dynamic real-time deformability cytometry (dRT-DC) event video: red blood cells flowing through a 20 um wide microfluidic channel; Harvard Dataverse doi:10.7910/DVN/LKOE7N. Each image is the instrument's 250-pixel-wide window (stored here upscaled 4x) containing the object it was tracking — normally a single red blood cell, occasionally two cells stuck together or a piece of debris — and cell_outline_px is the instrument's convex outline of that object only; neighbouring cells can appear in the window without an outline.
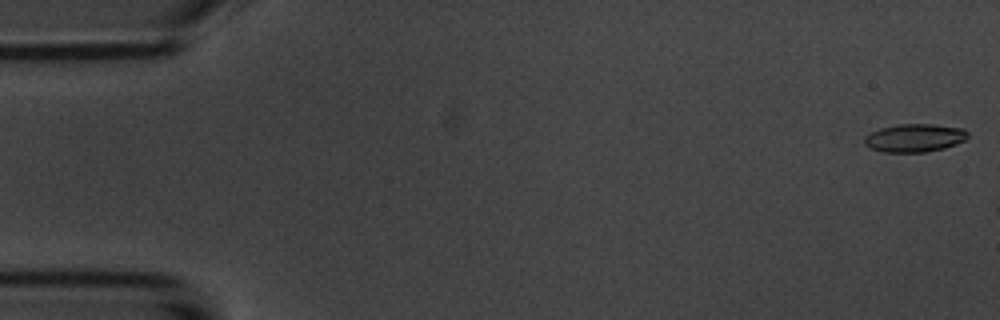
{"species": "common noctule bat (a hibernating species)", "species_latin": "Nyctalus noctula", "temperature_condition": "room temperature", "stored_images_in_passage": 10, "camera_frame_rate_fps": 3000, "um_per_image_px": 0.085, "animal": {"sex": "male", "body_mass_g": 20.1, "forearm_length_mm": 53.5}, "frame": {"image": 1, "passage_image": 1, "time_ms": 0.0, "image_size_px": [1000, 320], "cell_outline_px": [[968, 136], [964, 140], [956, 144], [944, 148], [924, 152], [884, 152], [872, 148], [864, 144], [864, 136], [880, 128], [896, 124], [932, 124], [964, 128], [968, 132]], "centroid_in_image_um": [77.74, 11.71], "position_along_channel_um": 7.3, "area_um2": 16.94}}